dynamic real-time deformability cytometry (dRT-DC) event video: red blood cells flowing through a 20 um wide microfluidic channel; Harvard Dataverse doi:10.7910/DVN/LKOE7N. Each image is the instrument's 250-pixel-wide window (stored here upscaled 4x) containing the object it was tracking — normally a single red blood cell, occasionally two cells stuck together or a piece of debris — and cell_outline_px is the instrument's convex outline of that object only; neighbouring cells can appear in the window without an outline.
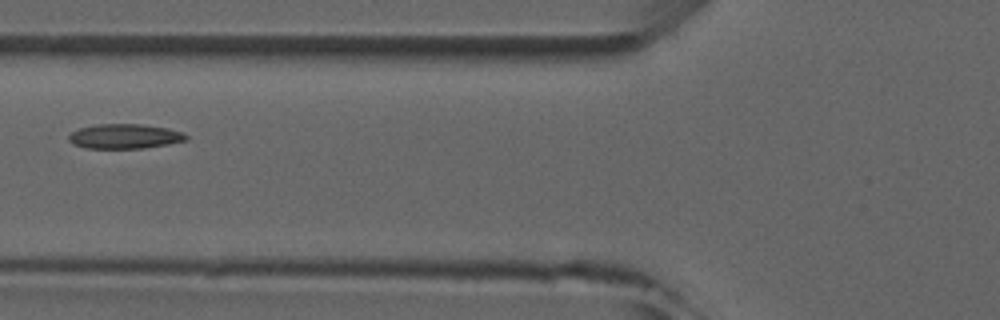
{"species": "common noctule bat (a hibernating species)", "species_latin": "Nyctalus noctula", "temperature_condition": "room temperature", "stored_images_in_passage": 6, "camera_frame_rate_fps": 3000, "um_per_image_px": 0.085, "animal": {"sex": "male", "forearm_length_mm": 52.5}, "frame": {"image": 1, "passage_image": 5, "time_ms": 5.667, "image_size_px": [1000, 320], "cell_outline_px": [[188, 140], [168, 144], [144, 148], [88, 148], [72, 144], [68, 140], [68, 136], [72, 132], [80, 128], [96, 124], [140, 124], [168, 128], [184, 132], [188, 136]], "centroid_in_image_um": [10.62, 11.58], "position_along_channel_um": 115.2, "area_um2": 16.94}}
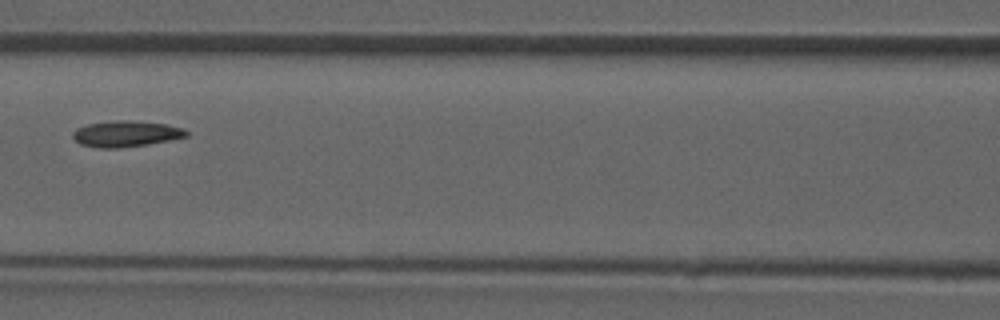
{"frame": {"image": 2, "passage_image": 6, "time_ms": 6.667, "image_size_px": [1000, 320], "cell_outline_px": [[188, 136], [148, 144], [120, 148], [100, 148], [80, 144], [72, 136], [72, 132], [76, 128], [88, 124], [112, 120], [132, 120], [168, 124], [184, 128], [188, 132]], "centroid_in_image_um": [10.71, 11.36], "position_along_channel_um": 155.9, "area_um2": 17.34}}